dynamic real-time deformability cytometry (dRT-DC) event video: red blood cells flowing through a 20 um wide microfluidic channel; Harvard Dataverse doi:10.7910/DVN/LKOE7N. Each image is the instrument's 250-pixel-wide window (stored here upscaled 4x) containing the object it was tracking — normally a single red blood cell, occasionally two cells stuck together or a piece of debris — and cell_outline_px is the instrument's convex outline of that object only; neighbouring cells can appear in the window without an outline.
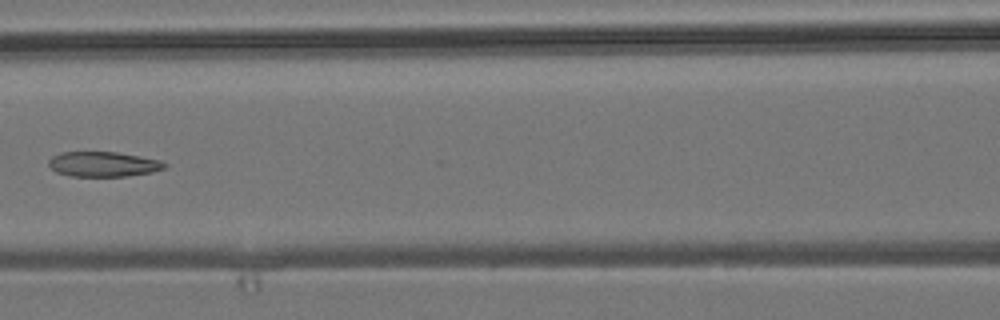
{"species": "common noctule bat (a hibernating species)", "species_latin": "Nyctalus noctula", "temperature_condition": "room temperature", "stored_images_in_passage": 7, "camera_frame_rate_fps": 3000, "um_per_image_px": 0.085, "animal": {"sex": "male", "body_mass_g": 19.2, "forearm_length_mm": 51.8}, "frame": {"image": 1, "passage_image": 6, "time_ms": 6.0, "image_size_px": [1000, 320], "cell_outline_px": [[168, 164], [164, 168], [152, 172], [128, 176], [72, 176], [56, 172], [48, 164], [48, 160], [52, 156], [60, 152], [116, 152], [140, 156], [160, 160]], "centroid_in_image_um": [8.77, 13.95], "position_along_channel_um": 157.8, "area_um2": 16.88}}
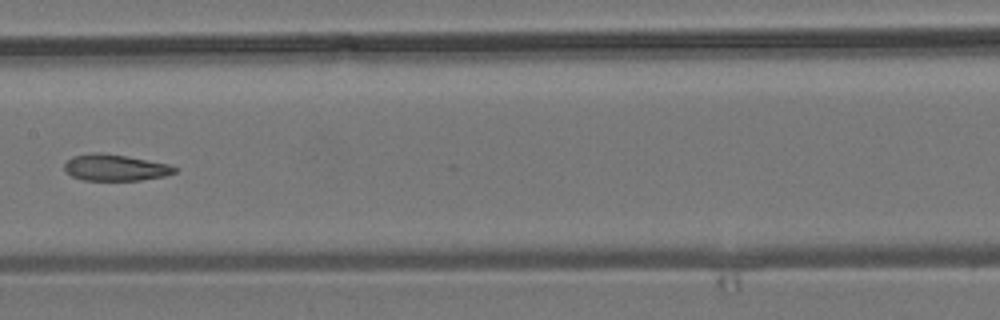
{"frame": {"image": 2, "passage_image": 7, "time_ms": 7.0, "image_size_px": [1000, 320], "cell_outline_px": [[180, 168], [176, 172], [164, 176], [140, 180], [84, 180], [72, 176], [64, 168], [64, 164], [72, 156], [92, 152], [100, 152], [124, 156], [168, 164]], "centroid_in_image_um": [9.79, 14.24], "position_along_channel_um": 197.6, "area_um2": 16.82}}